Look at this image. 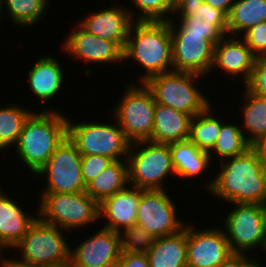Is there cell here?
<instances>
[{
	"label": "cell",
	"instance_id": "cell-1",
	"mask_svg": "<svg viewBox=\"0 0 266 267\" xmlns=\"http://www.w3.org/2000/svg\"><path fill=\"white\" fill-rule=\"evenodd\" d=\"M214 166L218 172L214 169V178L212 177L209 182L206 180V193L223 200L226 204L266 205V168L254 147L242 155L225 159Z\"/></svg>",
	"mask_w": 266,
	"mask_h": 267
},
{
	"label": "cell",
	"instance_id": "cell-2",
	"mask_svg": "<svg viewBox=\"0 0 266 267\" xmlns=\"http://www.w3.org/2000/svg\"><path fill=\"white\" fill-rule=\"evenodd\" d=\"M123 61H132L141 67L142 73L136 78L138 83H144L154 75L173 71L169 21H134L123 50Z\"/></svg>",
	"mask_w": 266,
	"mask_h": 267
},
{
	"label": "cell",
	"instance_id": "cell-3",
	"mask_svg": "<svg viewBox=\"0 0 266 267\" xmlns=\"http://www.w3.org/2000/svg\"><path fill=\"white\" fill-rule=\"evenodd\" d=\"M51 109L35 110L29 116L13 148L18 157L15 159H20L18 162L24 164L25 169H29L34 178L67 137L68 117L59 112V108Z\"/></svg>",
	"mask_w": 266,
	"mask_h": 267
},
{
	"label": "cell",
	"instance_id": "cell-4",
	"mask_svg": "<svg viewBox=\"0 0 266 267\" xmlns=\"http://www.w3.org/2000/svg\"><path fill=\"white\" fill-rule=\"evenodd\" d=\"M68 234L69 232L43 222L38 217L11 250L12 254L17 250V258L13 256L11 259L27 267H67L70 264L72 243Z\"/></svg>",
	"mask_w": 266,
	"mask_h": 267
},
{
	"label": "cell",
	"instance_id": "cell-5",
	"mask_svg": "<svg viewBox=\"0 0 266 267\" xmlns=\"http://www.w3.org/2000/svg\"><path fill=\"white\" fill-rule=\"evenodd\" d=\"M203 75L193 72L170 71L148 78L144 84L157 104L182 111L192 117L202 112L212 101L199 87ZM197 82V83H196ZM203 93V94H202ZM205 94V95H204Z\"/></svg>",
	"mask_w": 266,
	"mask_h": 267
},
{
	"label": "cell",
	"instance_id": "cell-6",
	"mask_svg": "<svg viewBox=\"0 0 266 267\" xmlns=\"http://www.w3.org/2000/svg\"><path fill=\"white\" fill-rule=\"evenodd\" d=\"M39 195V208L36 212L43 222L60 227L69 233L88 228V225L92 227L93 223L102 224L99 220V203L86 192Z\"/></svg>",
	"mask_w": 266,
	"mask_h": 267
},
{
	"label": "cell",
	"instance_id": "cell-7",
	"mask_svg": "<svg viewBox=\"0 0 266 267\" xmlns=\"http://www.w3.org/2000/svg\"><path fill=\"white\" fill-rule=\"evenodd\" d=\"M112 118L115 122L82 120L80 123L72 122L68 116L67 137L82 156L101 155L114 161L127 160L131 143Z\"/></svg>",
	"mask_w": 266,
	"mask_h": 267
},
{
	"label": "cell",
	"instance_id": "cell-8",
	"mask_svg": "<svg viewBox=\"0 0 266 267\" xmlns=\"http://www.w3.org/2000/svg\"><path fill=\"white\" fill-rule=\"evenodd\" d=\"M227 205L232 209L225 213L221 227L232 253L251 255L257 252L252 256L260 258L259 251L264 252L266 248V205L256 203Z\"/></svg>",
	"mask_w": 266,
	"mask_h": 267
},
{
	"label": "cell",
	"instance_id": "cell-9",
	"mask_svg": "<svg viewBox=\"0 0 266 267\" xmlns=\"http://www.w3.org/2000/svg\"><path fill=\"white\" fill-rule=\"evenodd\" d=\"M128 183L142 190H165L169 176L176 179L169 144L141 141L130 145ZM173 176V177H172Z\"/></svg>",
	"mask_w": 266,
	"mask_h": 267
},
{
	"label": "cell",
	"instance_id": "cell-10",
	"mask_svg": "<svg viewBox=\"0 0 266 267\" xmlns=\"http://www.w3.org/2000/svg\"><path fill=\"white\" fill-rule=\"evenodd\" d=\"M126 84L119 102L113 106L112 115L132 144L150 141L156 102L144 83ZM126 89V90H125Z\"/></svg>",
	"mask_w": 266,
	"mask_h": 267
},
{
	"label": "cell",
	"instance_id": "cell-11",
	"mask_svg": "<svg viewBox=\"0 0 266 267\" xmlns=\"http://www.w3.org/2000/svg\"><path fill=\"white\" fill-rule=\"evenodd\" d=\"M82 155L76 146L66 139L56 148L48 162L36 174L45 179V186L39 193H78L85 192L82 179Z\"/></svg>",
	"mask_w": 266,
	"mask_h": 267
},
{
	"label": "cell",
	"instance_id": "cell-12",
	"mask_svg": "<svg viewBox=\"0 0 266 267\" xmlns=\"http://www.w3.org/2000/svg\"><path fill=\"white\" fill-rule=\"evenodd\" d=\"M167 190L141 189L135 224L144 227L155 237L177 234L187 223L179 218L178 206Z\"/></svg>",
	"mask_w": 266,
	"mask_h": 267
},
{
	"label": "cell",
	"instance_id": "cell-13",
	"mask_svg": "<svg viewBox=\"0 0 266 267\" xmlns=\"http://www.w3.org/2000/svg\"><path fill=\"white\" fill-rule=\"evenodd\" d=\"M76 26V27H75ZM65 36L61 43L62 51L66 52L73 59L86 62V69L83 70L86 76L93 75L91 64H117L124 63L123 49L116 43L109 40L101 39L93 34L88 33L78 23H75ZM91 63V64H89ZM87 64H89L90 69Z\"/></svg>",
	"mask_w": 266,
	"mask_h": 267
},
{
	"label": "cell",
	"instance_id": "cell-14",
	"mask_svg": "<svg viewBox=\"0 0 266 267\" xmlns=\"http://www.w3.org/2000/svg\"><path fill=\"white\" fill-rule=\"evenodd\" d=\"M231 254L221 226L197 229L187 221V267H219Z\"/></svg>",
	"mask_w": 266,
	"mask_h": 267
},
{
	"label": "cell",
	"instance_id": "cell-15",
	"mask_svg": "<svg viewBox=\"0 0 266 267\" xmlns=\"http://www.w3.org/2000/svg\"><path fill=\"white\" fill-rule=\"evenodd\" d=\"M97 230L89 238L76 241V246L71 244L69 267H103L120 259V233L102 227Z\"/></svg>",
	"mask_w": 266,
	"mask_h": 267
},
{
	"label": "cell",
	"instance_id": "cell-16",
	"mask_svg": "<svg viewBox=\"0 0 266 267\" xmlns=\"http://www.w3.org/2000/svg\"><path fill=\"white\" fill-rule=\"evenodd\" d=\"M173 71L193 72L211 76L214 45L196 34H171Z\"/></svg>",
	"mask_w": 266,
	"mask_h": 267
},
{
	"label": "cell",
	"instance_id": "cell-17",
	"mask_svg": "<svg viewBox=\"0 0 266 267\" xmlns=\"http://www.w3.org/2000/svg\"><path fill=\"white\" fill-rule=\"evenodd\" d=\"M61 59H57L55 55L48 53L39 56L31 65V69L26 72L27 74V85L34 95L35 100L38 103L44 105L41 111H46L45 104L52 102L59 93L62 92L65 84V69L63 68L64 63H60Z\"/></svg>",
	"mask_w": 266,
	"mask_h": 267
},
{
	"label": "cell",
	"instance_id": "cell-18",
	"mask_svg": "<svg viewBox=\"0 0 266 267\" xmlns=\"http://www.w3.org/2000/svg\"><path fill=\"white\" fill-rule=\"evenodd\" d=\"M77 23L88 33L101 39L116 42L123 50L126 46L129 30L134 22L124 5H112L91 12Z\"/></svg>",
	"mask_w": 266,
	"mask_h": 267
},
{
	"label": "cell",
	"instance_id": "cell-19",
	"mask_svg": "<svg viewBox=\"0 0 266 267\" xmlns=\"http://www.w3.org/2000/svg\"><path fill=\"white\" fill-rule=\"evenodd\" d=\"M255 60L256 56L240 37L227 35L214 46V62L210 73L219 70L233 80L239 77L244 85L251 75Z\"/></svg>",
	"mask_w": 266,
	"mask_h": 267
},
{
	"label": "cell",
	"instance_id": "cell-20",
	"mask_svg": "<svg viewBox=\"0 0 266 267\" xmlns=\"http://www.w3.org/2000/svg\"><path fill=\"white\" fill-rule=\"evenodd\" d=\"M140 198L141 189L129 184L123 190L105 198L99 204V220L104 222L101 227L121 233L134 225Z\"/></svg>",
	"mask_w": 266,
	"mask_h": 267
},
{
	"label": "cell",
	"instance_id": "cell-21",
	"mask_svg": "<svg viewBox=\"0 0 266 267\" xmlns=\"http://www.w3.org/2000/svg\"><path fill=\"white\" fill-rule=\"evenodd\" d=\"M11 196L0 188V255L8 254L6 249L13 250L38 218V213L34 215L31 209L30 212L23 209V205L20 206L19 201Z\"/></svg>",
	"mask_w": 266,
	"mask_h": 267
},
{
	"label": "cell",
	"instance_id": "cell-22",
	"mask_svg": "<svg viewBox=\"0 0 266 267\" xmlns=\"http://www.w3.org/2000/svg\"><path fill=\"white\" fill-rule=\"evenodd\" d=\"M171 153V163L175 172V177L179 180L185 179L193 181V179H201L203 175L206 177L209 170H213V161L209 152L203 151L195 146L189 139L184 141L169 143ZM212 163V164H211ZM210 167H213L210 169ZM205 173V174H204ZM203 174V175H202Z\"/></svg>",
	"mask_w": 266,
	"mask_h": 267
},
{
	"label": "cell",
	"instance_id": "cell-23",
	"mask_svg": "<svg viewBox=\"0 0 266 267\" xmlns=\"http://www.w3.org/2000/svg\"><path fill=\"white\" fill-rule=\"evenodd\" d=\"M191 120L189 114L156 103L150 142L169 144L188 140Z\"/></svg>",
	"mask_w": 266,
	"mask_h": 267
},
{
	"label": "cell",
	"instance_id": "cell-24",
	"mask_svg": "<svg viewBox=\"0 0 266 267\" xmlns=\"http://www.w3.org/2000/svg\"><path fill=\"white\" fill-rule=\"evenodd\" d=\"M146 255L149 267H187V223L177 234L156 237Z\"/></svg>",
	"mask_w": 266,
	"mask_h": 267
},
{
	"label": "cell",
	"instance_id": "cell-25",
	"mask_svg": "<svg viewBox=\"0 0 266 267\" xmlns=\"http://www.w3.org/2000/svg\"><path fill=\"white\" fill-rule=\"evenodd\" d=\"M241 130L246 141L253 147L262 138L266 137V97L258 96L249 92L245 87L242 89Z\"/></svg>",
	"mask_w": 266,
	"mask_h": 267
},
{
	"label": "cell",
	"instance_id": "cell-26",
	"mask_svg": "<svg viewBox=\"0 0 266 267\" xmlns=\"http://www.w3.org/2000/svg\"><path fill=\"white\" fill-rule=\"evenodd\" d=\"M170 20L179 22L212 23L224 36L228 35L227 14L203 0H175Z\"/></svg>",
	"mask_w": 266,
	"mask_h": 267
},
{
	"label": "cell",
	"instance_id": "cell-27",
	"mask_svg": "<svg viewBox=\"0 0 266 267\" xmlns=\"http://www.w3.org/2000/svg\"><path fill=\"white\" fill-rule=\"evenodd\" d=\"M127 160L113 161L86 186V193L99 204L128 185Z\"/></svg>",
	"mask_w": 266,
	"mask_h": 267
},
{
	"label": "cell",
	"instance_id": "cell-28",
	"mask_svg": "<svg viewBox=\"0 0 266 267\" xmlns=\"http://www.w3.org/2000/svg\"><path fill=\"white\" fill-rule=\"evenodd\" d=\"M266 21V0H236L227 15L229 36L240 37L245 31Z\"/></svg>",
	"mask_w": 266,
	"mask_h": 267
},
{
	"label": "cell",
	"instance_id": "cell-29",
	"mask_svg": "<svg viewBox=\"0 0 266 267\" xmlns=\"http://www.w3.org/2000/svg\"><path fill=\"white\" fill-rule=\"evenodd\" d=\"M214 106L210 103L202 112L192 117L190 124L189 140L199 149L206 152H210L213 149L221 126L226 121L223 119L225 117L223 114L217 115L216 112H212L215 111L212 109Z\"/></svg>",
	"mask_w": 266,
	"mask_h": 267
},
{
	"label": "cell",
	"instance_id": "cell-30",
	"mask_svg": "<svg viewBox=\"0 0 266 267\" xmlns=\"http://www.w3.org/2000/svg\"><path fill=\"white\" fill-rule=\"evenodd\" d=\"M227 121L222 124L215 145L209 152L213 165L214 162L219 163L225 159L242 155L252 147L246 141L243 131L240 128V123Z\"/></svg>",
	"mask_w": 266,
	"mask_h": 267
},
{
	"label": "cell",
	"instance_id": "cell-31",
	"mask_svg": "<svg viewBox=\"0 0 266 267\" xmlns=\"http://www.w3.org/2000/svg\"><path fill=\"white\" fill-rule=\"evenodd\" d=\"M29 109L32 107L26 108L20 104L0 105V154L14 148L18 142L25 121L35 111Z\"/></svg>",
	"mask_w": 266,
	"mask_h": 267
},
{
	"label": "cell",
	"instance_id": "cell-32",
	"mask_svg": "<svg viewBox=\"0 0 266 267\" xmlns=\"http://www.w3.org/2000/svg\"><path fill=\"white\" fill-rule=\"evenodd\" d=\"M51 1V0H50ZM49 0H1L2 9L6 8L5 12L10 22L14 26L21 27L19 29L31 28L46 16L47 9H49ZM5 4V5H4ZM6 6V7H4Z\"/></svg>",
	"mask_w": 266,
	"mask_h": 267
},
{
	"label": "cell",
	"instance_id": "cell-33",
	"mask_svg": "<svg viewBox=\"0 0 266 267\" xmlns=\"http://www.w3.org/2000/svg\"><path fill=\"white\" fill-rule=\"evenodd\" d=\"M129 1L131 3H128L131 4V6L129 7L128 5L127 9L129 10L130 16L133 21L168 22L172 17L175 7V0ZM134 8L137 9V13Z\"/></svg>",
	"mask_w": 266,
	"mask_h": 267
},
{
	"label": "cell",
	"instance_id": "cell-34",
	"mask_svg": "<svg viewBox=\"0 0 266 267\" xmlns=\"http://www.w3.org/2000/svg\"><path fill=\"white\" fill-rule=\"evenodd\" d=\"M120 235L122 253H148L156 238L137 224L126 228Z\"/></svg>",
	"mask_w": 266,
	"mask_h": 267
},
{
	"label": "cell",
	"instance_id": "cell-35",
	"mask_svg": "<svg viewBox=\"0 0 266 267\" xmlns=\"http://www.w3.org/2000/svg\"><path fill=\"white\" fill-rule=\"evenodd\" d=\"M171 34H196L204 35L214 46L224 35L212 24L202 22H179L169 20Z\"/></svg>",
	"mask_w": 266,
	"mask_h": 267
},
{
	"label": "cell",
	"instance_id": "cell-36",
	"mask_svg": "<svg viewBox=\"0 0 266 267\" xmlns=\"http://www.w3.org/2000/svg\"><path fill=\"white\" fill-rule=\"evenodd\" d=\"M240 38L256 57L266 56V21L251 27Z\"/></svg>",
	"mask_w": 266,
	"mask_h": 267
},
{
	"label": "cell",
	"instance_id": "cell-37",
	"mask_svg": "<svg viewBox=\"0 0 266 267\" xmlns=\"http://www.w3.org/2000/svg\"><path fill=\"white\" fill-rule=\"evenodd\" d=\"M244 87L251 93L266 97V56L256 57L251 75Z\"/></svg>",
	"mask_w": 266,
	"mask_h": 267
},
{
	"label": "cell",
	"instance_id": "cell-38",
	"mask_svg": "<svg viewBox=\"0 0 266 267\" xmlns=\"http://www.w3.org/2000/svg\"><path fill=\"white\" fill-rule=\"evenodd\" d=\"M113 161V159L101 155L82 156V179L85 186L92 182Z\"/></svg>",
	"mask_w": 266,
	"mask_h": 267
},
{
	"label": "cell",
	"instance_id": "cell-39",
	"mask_svg": "<svg viewBox=\"0 0 266 267\" xmlns=\"http://www.w3.org/2000/svg\"><path fill=\"white\" fill-rule=\"evenodd\" d=\"M121 267H149L146 253H121Z\"/></svg>",
	"mask_w": 266,
	"mask_h": 267
},
{
	"label": "cell",
	"instance_id": "cell-40",
	"mask_svg": "<svg viewBox=\"0 0 266 267\" xmlns=\"http://www.w3.org/2000/svg\"><path fill=\"white\" fill-rule=\"evenodd\" d=\"M253 258L252 255L232 253L219 267H245Z\"/></svg>",
	"mask_w": 266,
	"mask_h": 267
},
{
	"label": "cell",
	"instance_id": "cell-41",
	"mask_svg": "<svg viewBox=\"0 0 266 267\" xmlns=\"http://www.w3.org/2000/svg\"><path fill=\"white\" fill-rule=\"evenodd\" d=\"M236 0H203V2L211 5L213 8L224 11L227 15Z\"/></svg>",
	"mask_w": 266,
	"mask_h": 267
},
{
	"label": "cell",
	"instance_id": "cell-42",
	"mask_svg": "<svg viewBox=\"0 0 266 267\" xmlns=\"http://www.w3.org/2000/svg\"><path fill=\"white\" fill-rule=\"evenodd\" d=\"M259 153L262 163L266 168V137L262 138L256 145L253 146Z\"/></svg>",
	"mask_w": 266,
	"mask_h": 267
},
{
	"label": "cell",
	"instance_id": "cell-43",
	"mask_svg": "<svg viewBox=\"0 0 266 267\" xmlns=\"http://www.w3.org/2000/svg\"><path fill=\"white\" fill-rule=\"evenodd\" d=\"M12 254H8L7 258L6 256L1 255V259H0V267H27V266H23L18 264L17 262L13 261L10 257ZM9 257V258H8Z\"/></svg>",
	"mask_w": 266,
	"mask_h": 267
},
{
	"label": "cell",
	"instance_id": "cell-44",
	"mask_svg": "<svg viewBox=\"0 0 266 267\" xmlns=\"http://www.w3.org/2000/svg\"><path fill=\"white\" fill-rule=\"evenodd\" d=\"M262 259V257L261 259H259V257H254L245 267H263L264 264L262 265Z\"/></svg>",
	"mask_w": 266,
	"mask_h": 267
},
{
	"label": "cell",
	"instance_id": "cell-45",
	"mask_svg": "<svg viewBox=\"0 0 266 267\" xmlns=\"http://www.w3.org/2000/svg\"><path fill=\"white\" fill-rule=\"evenodd\" d=\"M103 267H121V264H120V259L119 260H116L114 262H111L109 264H106L105 266Z\"/></svg>",
	"mask_w": 266,
	"mask_h": 267
},
{
	"label": "cell",
	"instance_id": "cell-46",
	"mask_svg": "<svg viewBox=\"0 0 266 267\" xmlns=\"http://www.w3.org/2000/svg\"><path fill=\"white\" fill-rule=\"evenodd\" d=\"M2 3H1V0H0V24H1V19H3L4 17L2 16L3 15V12H2Z\"/></svg>",
	"mask_w": 266,
	"mask_h": 267
}]
</instances>
